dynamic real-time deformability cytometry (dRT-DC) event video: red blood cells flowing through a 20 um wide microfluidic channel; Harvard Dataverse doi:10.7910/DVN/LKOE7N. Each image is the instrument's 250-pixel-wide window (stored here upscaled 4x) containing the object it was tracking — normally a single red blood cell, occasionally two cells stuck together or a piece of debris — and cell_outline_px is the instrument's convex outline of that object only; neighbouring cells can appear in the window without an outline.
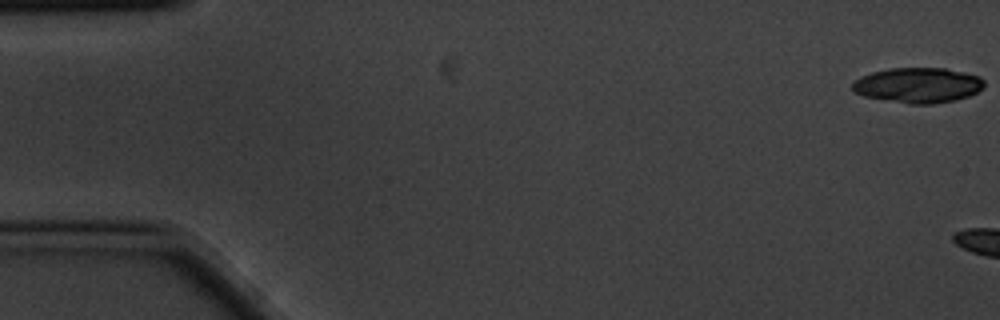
{"species": "common noctule bat (a hibernating species)", "species_latin": "Nyctalus noctula", "temperature_condition": "cold", "stored_images_in_passage": 11, "camera_frame_rate_fps": 3000, "um_per_image_px": 0.085, "animal": {"sex": "male", "body_mass_g": 20.1, "forearm_length_mm": 53.5}, "frame": {"image": 1, "passage_image": 1, "time_ms": 0.0, "image_size_px": [1000, 320], "cell_outline_px": [[984, 88], [968, 96], [956, 100], [932, 104], [908, 104], [864, 96], [856, 92], [852, 88], [852, 84], [856, 80], [872, 72], [888, 68], [944, 68], [964, 72], [980, 76], [984, 80]], "centroid_in_image_um": [78.07, 7.24], "position_along_channel_um": 6.9, "area_um2": 26.99}}
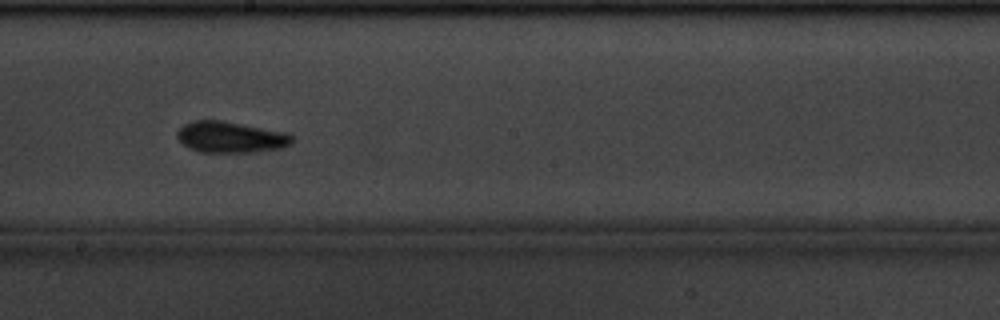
{"frame": {"image": 2, "passage_image": 10, "time_ms": 3.0, "image_size_px": [1000, 320], "cell_outline_px": [[292, 144], [280, 148], [256, 152], [200, 152], [188, 148], [176, 136], [176, 132], [184, 124], [196, 120], [220, 120], [284, 132], [292, 136]], "centroid_in_image_um": [19.57, 11.66], "position_along_channel_um": 228.6, "area_um2": 20.69}}